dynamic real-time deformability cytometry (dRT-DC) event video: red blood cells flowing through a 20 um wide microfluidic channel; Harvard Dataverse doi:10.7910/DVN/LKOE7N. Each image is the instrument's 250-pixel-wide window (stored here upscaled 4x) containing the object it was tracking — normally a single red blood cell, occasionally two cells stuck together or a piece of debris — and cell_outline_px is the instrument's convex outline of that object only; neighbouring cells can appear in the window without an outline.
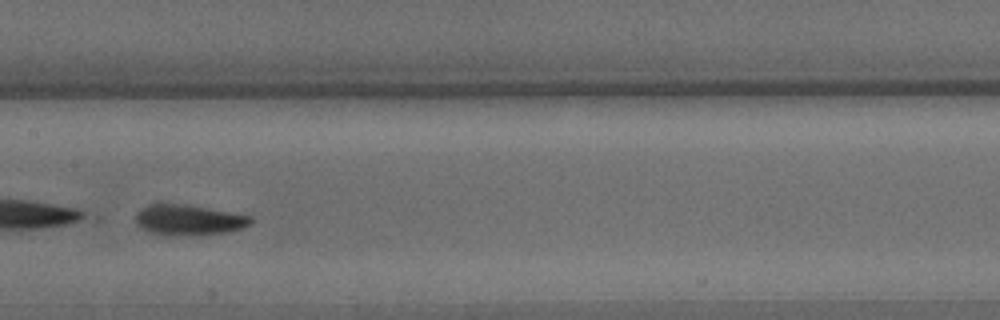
{"species": "common noctule bat (a hibernating species)", "species_latin": "Nyctalus noctula", "temperature_condition": "warm", "stored_images_in_passage": 28, "camera_frame_rate_fps": 3000, "um_per_image_px": 0.085, "animal": {"sex": "male", "body_mass_g": 15.6}, "frame": {"image": 1, "passage_image": 19, "time_ms": 6.0, "image_size_px": [1000, 320], "cell_outline_px": [[252, 224], [244, 228], [228, 232], [188, 236], [172, 236], [148, 232], [136, 224], [136, 212], [156, 200], [160, 200], [188, 204], [252, 216]], "centroid_in_image_um": [16.0, 18.66], "position_along_channel_um": 191.4, "area_um2": 21.39}}
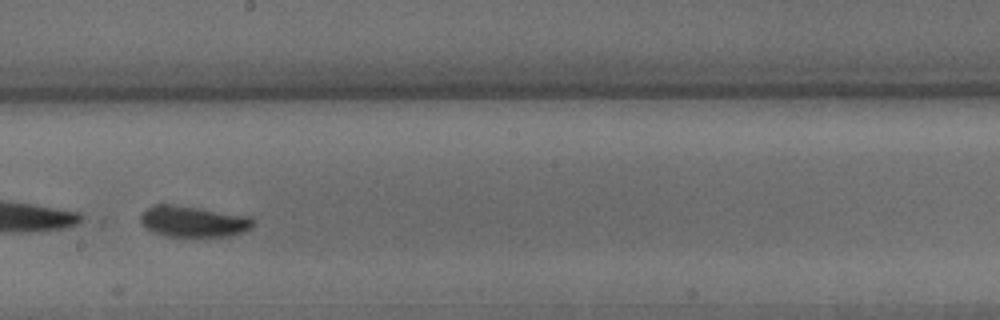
{"frame": {"image": 2, "passage_image": 22, "time_ms": 7.0, "image_size_px": [1000, 320], "cell_outline_px": [[256, 220], [252, 228], [244, 232], [228, 236], [164, 236], [152, 232], [144, 228], [140, 220], [140, 216], [148, 208], [156, 204], [172, 204], [252, 216]], "centroid_in_image_um": [16.46, 18.83], "position_along_channel_um": 231.7, "area_um2": 20.58}}